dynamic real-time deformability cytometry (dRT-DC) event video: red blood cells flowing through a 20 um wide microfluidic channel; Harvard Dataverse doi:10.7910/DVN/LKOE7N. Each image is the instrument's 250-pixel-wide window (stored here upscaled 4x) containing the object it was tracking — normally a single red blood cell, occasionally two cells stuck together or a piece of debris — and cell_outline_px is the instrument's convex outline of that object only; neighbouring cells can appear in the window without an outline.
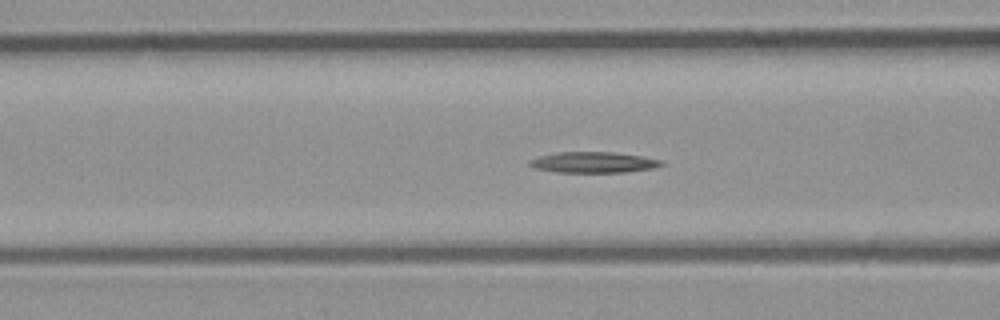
{"species": "common noctule bat (a hibernating species)", "species_latin": "Nyctalus noctula", "temperature_condition": "room temperature", "stored_images_in_passage": 16, "camera_frame_rate_fps": 3000, "um_per_image_px": 0.085, "animal": {"sex": "male", "body_mass_g": 23.1, "forearm_length_mm": 52.7}, "frame": {"image": 1, "passage_image": 14, "time_ms": 4.333, "image_size_px": [1000, 320], "cell_outline_px": [[664, 164], [652, 168], [624, 172], [556, 172], [536, 168], [528, 164], [528, 160], [540, 156], [560, 152], [612, 152], [640, 156], [664, 160]], "centroid_in_image_um": [50.44, 13.8], "position_along_channel_um": 116.2, "area_um2": 15.84}}